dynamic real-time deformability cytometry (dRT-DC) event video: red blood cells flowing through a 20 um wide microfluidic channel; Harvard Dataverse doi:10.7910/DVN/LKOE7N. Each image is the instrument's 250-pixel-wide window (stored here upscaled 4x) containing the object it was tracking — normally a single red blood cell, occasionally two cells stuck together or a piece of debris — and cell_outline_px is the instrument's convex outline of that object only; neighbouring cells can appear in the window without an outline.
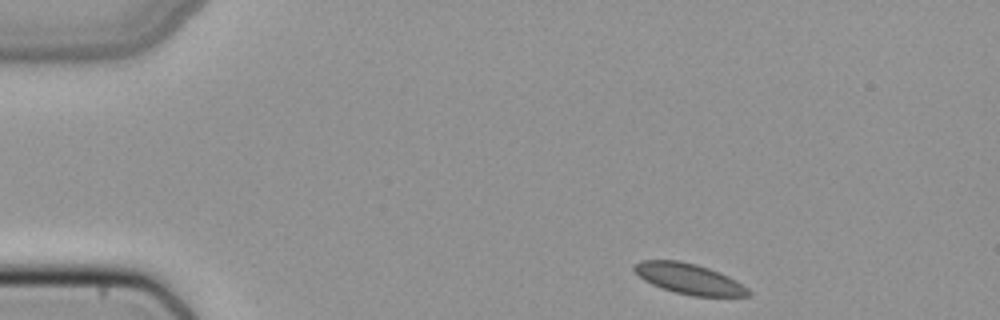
{"species": "common noctule bat (a hibernating species)", "species_latin": "Nyctalus noctula", "temperature_condition": "cold", "stored_images_in_passage": 16, "camera_frame_rate_fps": 3000, "um_per_image_px": 0.085, "animal": {"sex": "female", "body_mass_g": 22.7, "forearm_length_mm": 54.2}, "frame": {"image": 1, "passage_image": 1, "time_ms": 0.0, "image_size_px": [1000, 320], "cell_outline_px": [[752, 292], [748, 296], [692, 296], [660, 288], [644, 280], [632, 268], [640, 260], [680, 260], [696, 264], [720, 272], [736, 280], [748, 288]], "centroid_in_image_um": [58.58, 23.69], "position_along_channel_um": 26.4, "area_um2": 20.29}}
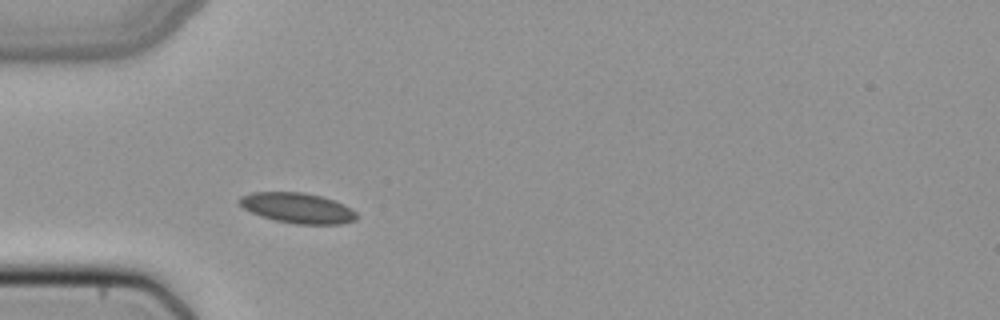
{"frame": {"image": 2, "passage_image": 9, "time_ms": 2.667, "image_size_px": [1000, 320], "cell_outline_px": [[360, 216], [356, 220], [340, 224], [296, 224], [276, 220], [260, 216], [244, 208], [236, 200], [240, 196], [252, 192], [304, 192], [336, 200], [352, 208]], "centroid_in_image_um": [25.32, 17.67], "position_along_channel_um": 59.7, "area_um2": 20.92}}